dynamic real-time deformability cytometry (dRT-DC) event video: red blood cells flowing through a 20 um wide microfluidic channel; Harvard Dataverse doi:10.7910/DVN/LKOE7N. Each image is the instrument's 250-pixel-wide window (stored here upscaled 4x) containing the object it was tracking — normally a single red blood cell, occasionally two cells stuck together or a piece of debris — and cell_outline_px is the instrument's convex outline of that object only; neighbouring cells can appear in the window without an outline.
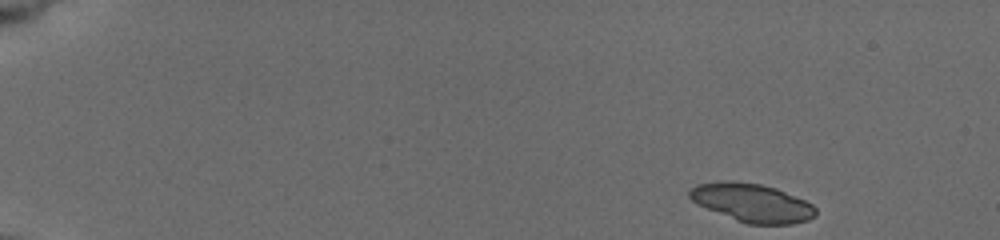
{"species": "common noctule bat (a hibernating species)", "species_latin": "Nyctalus noctula", "temperature_condition": "cold", "stored_images_in_passage": 12, "camera_frame_rate_fps": 3000, "um_per_image_px": 0.085, "animal": {"sex": "female", "body_mass_g": 19.5, "forearm_length_mm": 54.1}, "frame": {"image": 1, "passage_image": 1, "time_ms": 0.0, "image_size_px": [1000, 240], "cell_outline_px": [[816, 216], [808, 220], [792, 224], [748, 224], [736, 220], [696, 204], [688, 196], [688, 192], [696, 184], [720, 180], [732, 180], [760, 184], [776, 188], [804, 200], [812, 204], [816, 208]], "centroid_in_image_um": [63.91, 17.22], "position_along_channel_um": 21.1, "area_um2": 28.32}}
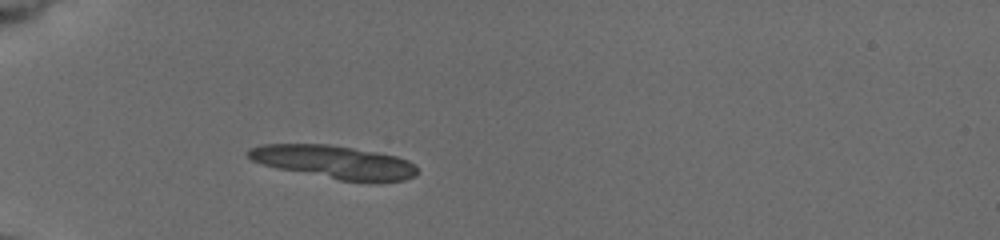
{"frame": {"image": 2, "passage_image": 10, "time_ms": 4.0, "image_size_px": [1000, 240], "cell_outline_px": [[420, 172], [416, 176], [404, 180], [380, 184], [376, 184], [340, 180], [276, 168], [252, 160], [244, 152], [248, 148], [260, 144], [328, 144], [376, 152], [396, 156], [408, 160], [416, 164]], "centroid_in_image_um": [28.47, 13.8], "position_along_channel_um": 56.5, "area_um2": 33.35}}